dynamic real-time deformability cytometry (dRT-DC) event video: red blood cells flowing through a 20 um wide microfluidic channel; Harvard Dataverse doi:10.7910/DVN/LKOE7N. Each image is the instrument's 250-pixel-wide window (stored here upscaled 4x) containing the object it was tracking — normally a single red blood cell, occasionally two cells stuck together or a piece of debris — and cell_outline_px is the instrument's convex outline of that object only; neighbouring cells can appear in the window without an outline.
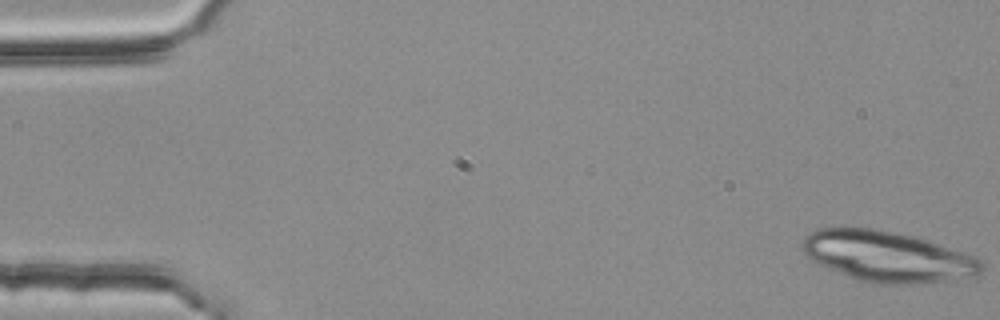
{"species": "common noctule bat (a hibernating species)", "species_latin": "Nyctalus noctula", "temperature_condition": "room temperature", "stored_images_in_passage": 4, "camera_frame_rate_fps": 3000, "um_per_image_px": 0.085, "animal": {"sex": "female", "body_mass_g": 25.1}, "frame": {"image": 1, "passage_image": 1, "time_ms": 0.0, "image_size_px": [1000, 320], "cell_outline_px": [[984, 268], [976, 276], [952, 280], [924, 284], [872, 284], [848, 276], [820, 264], [812, 260], [804, 252], [804, 236], [808, 232], [816, 228], [872, 228], [912, 236], [928, 240], [976, 256], [984, 264]], "centroid_in_image_um": [75.49, 21.82], "position_along_channel_um": 9.5, "area_um2": 52.89}}